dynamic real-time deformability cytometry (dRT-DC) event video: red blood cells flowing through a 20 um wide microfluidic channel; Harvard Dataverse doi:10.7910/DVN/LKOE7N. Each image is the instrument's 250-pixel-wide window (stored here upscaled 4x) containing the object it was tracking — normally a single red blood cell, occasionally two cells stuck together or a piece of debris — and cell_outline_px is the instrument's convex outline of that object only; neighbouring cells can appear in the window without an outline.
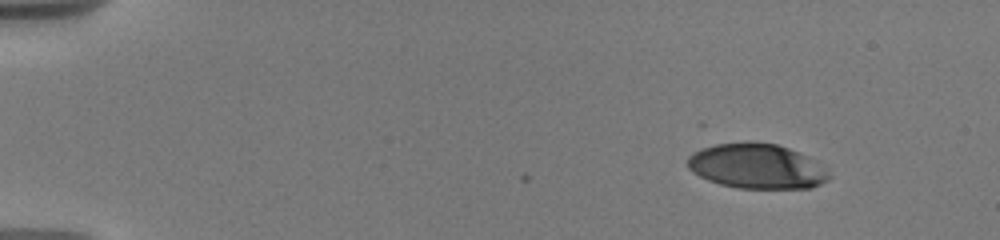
{"species": "human", "species_latin": "Homo sapiens", "temperature_condition": "warm", "stored_images_in_passage": 21, "camera_frame_rate_fps": 3000, "um_per_image_px": 0.085, "donor": {"sex": "male"}, "frame": {"image": 1, "passage_image": 1, "time_ms": 0.0, "image_size_px": [1000, 240], "cell_outline_px": [[832, 176], [828, 180], [812, 188], [736, 188], [720, 184], [708, 180], [692, 172], [688, 168], [688, 156], [692, 152], [716, 144], [776, 144], [788, 148], [804, 156], [828, 172]], "centroid_in_image_um": [64.28, 14.17], "position_along_channel_um": 20.7, "area_um2": 35.95}}
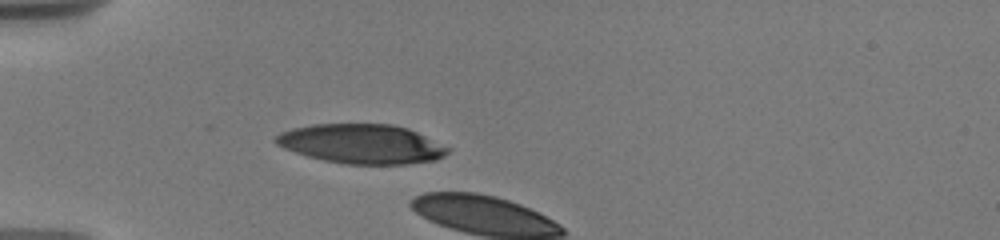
{"frame": {"image": 2, "passage_image": 17, "time_ms": 3.667, "image_size_px": [1000, 240], "cell_outline_px": [[452, 148], [444, 156], [436, 160], [408, 164], [344, 164], [324, 160], [308, 156], [284, 148], [276, 144], [272, 140], [280, 132], [292, 128], [312, 124], [392, 124], [408, 128]], "centroid_in_image_um": [30.75, 12.23], "position_along_channel_um": 54.2, "area_um2": 39.65}}